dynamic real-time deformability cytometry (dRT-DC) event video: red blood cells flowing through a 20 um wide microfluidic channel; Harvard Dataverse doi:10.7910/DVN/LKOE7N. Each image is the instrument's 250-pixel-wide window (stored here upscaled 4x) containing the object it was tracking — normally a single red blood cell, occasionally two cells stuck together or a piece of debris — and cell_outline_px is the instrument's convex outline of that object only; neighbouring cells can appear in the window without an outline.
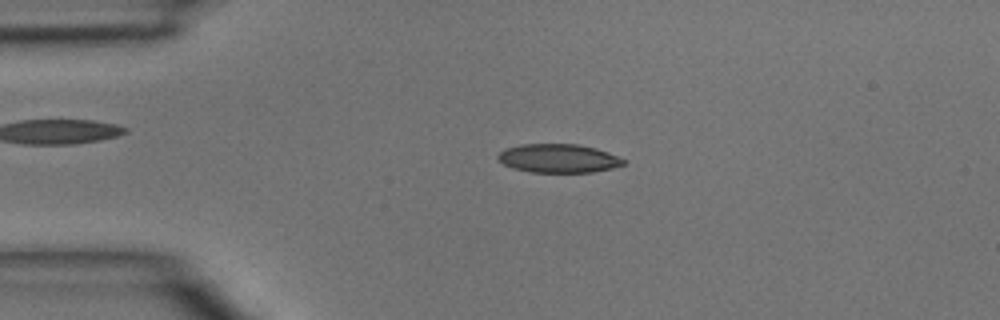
{"species": "common noctule bat (a hibernating species)", "species_latin": "Nyctalus noctula", "temperature_condition": "room temperature", "stored_images_in_passage": 43, "camera_frame_rate_fps": 3000, "um_per_image_px": 0.085, "animal": {"sex": "male", "body_mass_g": 15.6}, "frame": {"image": 1, "passage_image": 7, "time_ms": 2.0, "image_size_px": [1000, 320], "cell_outline_px": [[628, 160], [624, 164], [612, 168], [592, 172], [532, 172], [512, 168], [504, 164], [496, 156], [504, 148], [520, 144], [576, 144], [596, 148], [608, 152]], "centroid_in_image_um": [47.48, 13.45], "position_along_channel_um": 37.5, "area_um2": 21.04}}
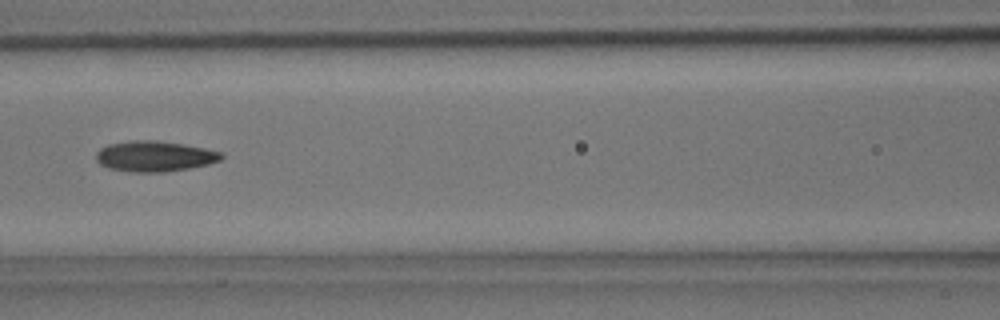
{"frame": {"image": 2, "passage_image": 17, "time_ms": 5.333, "image_size_px": [1000, 320], "cell_outline_px": [[224, 156], [220, 160], [208, 164], [188, 168], [164, 172], [132, 172], [108, 168], [100, 164], [96, 160], [96, 152], [100, 148], [108, 144], [132, 140], [152, 140], [180, 144], [204, 148], [224, 152]], "centroid_in_image_um": [13.12, 13.28], "position_along_channel_um": 153.5, "area_um2": 22.25}}
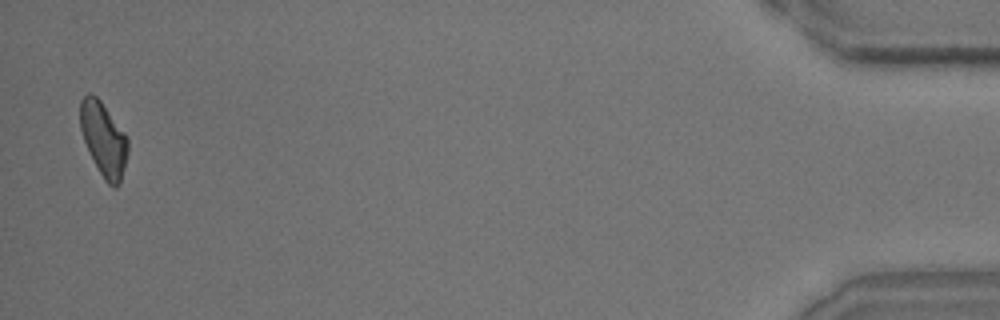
{"frame": {"image": 3, "passage_image": 42, "time_ms": 13.667, "image_size_px": [1000, 320], "cell_outline_px": [[128, 152], [120, 184], [116, 188], [112, 188], [104, 180], [84, 140], [80, 128], [80, 100], [88, 92], [96, 96], [100, 100], [128, 136]], "centroid_in_image_um": [8.82, 11.82], "position_along_channel_um": 426.4, "area_um2": 20.46}}